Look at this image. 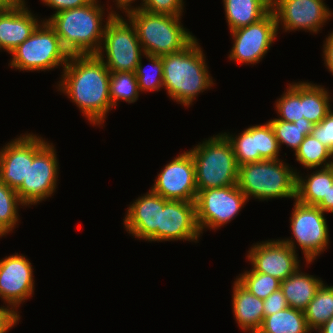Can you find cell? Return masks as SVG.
Listing matches in <instances>:
<instances>
[{
  "instance_id": "cell-1",
  "label": "cell",
  "mask_w": 333,
  "mask_h": 333,
  "mask_svg": "<svg viewBox=\"0 0 333 333\" xmlns=\"http://www.w3.org/2000/svg\"><path fill=\"white\" fill-rule=\"evenodd\" d=\"M56 87L70 98L84 117L101 127L113 108L110 100V71L97 55H71Z\"/></svg>"
},
{
  "instance_id": "cell-2",
  "label": "cell",
  "mask_w": 333,
  "mask_h": 333,
  "mask_svg": "<svg viewBox=\"0 0 333 333\" xmlns=\"http://www.w3.org/2000/svg\"><path fill=\"white\" fill-rule=\"evenodd\" d=\"M104 11L98 0H92L85 6L54 13L45 21L55 30L70 55H96L102 44L106 23L116 14V11H108L107 8L109 13L106 17ZM103 17L107 18L106 22Z\"/></svg>"
},
{
  "instance_id": "cell-3",
  "label": "cell",
  "mask_w": 333,
  "mask_h": 333,
  "mask_svg": "<svg viewBox=\"0 0 333 333\" xmlns=\"http://www.w3.org/2000/svg\"><path fill=\"white\" fill-rule=\"evenodd\" d=\"M197 41L195 38L182 51L161 56L163 88L174 102L186 107L191 106L200 93L215 85Z\"/></svg>"
},
{
  "instance_id": "cell-4",
  "label": "cell",
  "mask_w": 333,
  "mask_h": 333,
  "mask_svg": "<svg viewBox=\"0 0 333 333\" xmlns=\"http://www.w3.org/2000/svg\"><path fill=\"white\" fill-rule=\"evenodd\" d=\"M134 24L145 54L164 56L186 48L196 37L181 23V16L152 14L134 7L125 13Z\"/></svg>"
},
{
  "instance_id": "cell-5",
  "label": "cell",
  "mask_w": 333,
  "mask_h": 333,
  "mask_svg": "<svg viewBox=\"0 0 333 333\" xmlns=\"http://www.w3.org/2000/svg\"><path fill=\"white\" fill-rule=\"evenodd\" d=\"M284 160H261L239 166L238 188L247 199L260 201L294 198L296 200L297 169Z\"/></svg>"
},
{
  "instance_id": "cell-6",
  "label": "cell",
  "mask_w": 333,
  "mask_h": 333,
  "mask_svg": "<svg viewBox=\"0 0 333 333\" xmlns=\"http://www.w3.org/2000/svg\"><path fill=\"white\" fill-rule=\"evenodd\" d=\"M195 163L197 191L236 185L239 166L233 148L219 133L189 150Z\"/></svg>"
},
{
  "instance_id": "cell-7",
  "label": "cell",
  "mask_w": 333,
  "mask_h": 333,
  "mask_svg": "<svg viewBox=\"0 0 333 333\" xmlns=\"http://www.w3.org/2000/svg\"><path fill=\"white\" fill-rule=\"evenodd\" d=\"M36 134L29 133V165L27 179L16 190L26 206L51 197L57 188L59 162L55 147Z\"/></svg>"
},
{
  "instance_id": "cell-8",
  "label": "cell",
  "mask_w": 333,
  "mask_h": 333,
  "mask_svg": "<svg viewBox=\"0 0 333 333\" xmlns=\"http://www.w3.org/2000/svg\"><path fill=\"white\" fill-rule=\"evenodd\" d=\"M10 55L9 66L23 72L48 71L59 66L64 68L71 56L45 20Z\"/></svg>"
},
{
  "instance_id": "cell-9",
  "label": "cell",
  "mask_w": 333,
  "mask_h": 333,
  "mask_svg": "<svg viewBox=\"0 0 333 333\" xmlns=\"http://www.w3.org/2000/svg\"><path fill=\"white\" fill-rule=\"evenodd\" d=\"M127 20L118 13L108 20L100 50L96 54L110 73L135 72L145 55L134 24L129 18Z\"/></svg>"
},
{
  "instance_id": "cell-10",
  "label": "cell",
  "mask_w": 333,
  "mask_h": 333,
  "mask_svg": "<svg viewBox=\"0 0 333 333\" xmlns=\"http://www.w3.org/2000/svg\"><path fill=\"white\" fill-rule=\"evenodd\" d=\"M290 217V229L293 238L281 239L295 252L299 245L305 257V262L310 264L320 256L329 246V228L325 215L318 206L305 205L295 200ZM297 243V244H295Z\"/></svg>"
},
{
  "instance_id": "cell-11",
  "label": "cell",
  "mask_w": 333,
  "mask_h": 333,
  "mask_svg": "<svg viewBox=\"0 0 333 333\" xmlns=\"http://www.w3.org/2000/svg\"><path fill=\"white\" fill-rule=\"evenodd\" d=\"M248 201L237 184L223 188L199 190L195 199L196 222L204 229L217 230L232 221Z\"/></svg>"
},
{
  "instance_id": "cell-12",
  "label": "cell",
  "mask_w": 333,
  "mask_h": 333,
  "mask_svg": "<svg viewBox=\"0 0 333 333\" xmlns=\"http://www.w3.org/2000/svg\"><path fill=\"white\" fill-rule=\"evenodd\" d=\"M230 32L233 47L229 60L254 65L267 54L278 35L276 17L270 10L259 21Z\"/></svg>"
},
{
  "instance_id": "cell-13",
  "label": "cell",
  "mask_w": 333,
  "mask_h": 333,
  "mask_svg": "<svg viewBox=\"0 0 333 333\" xmlns=\"http://www.w3.org/2000/svg\"><path fill=\"white\" fill-rule=\"evenodd\" d=\"M271 10L276 17L277 30H305L317 34L333 12L324 0H272Z\"/></svg>"
},
{
  "instance_id": "cell-14",
  "label": "cell",
  "mask_w": 333,
  "mask_h": 333,
  "mask_svg": "<svg viewBox=\"0 0 333 333\" xmlns=\"http://www.w3.org/2000/svg\"><path fill=\"white\" fill-rule=\"evenodd\" d=\"M151 190L167 200L195 201V163L187 150L171 160L154 180Z\"/></svg>"
},
{
  "instance_id": "cell-15",
  "label": "cell",
  "mask_w": 333,
  "mask_h": 333,
  "mask_svg": "<svg viewBox=\"0 0 333 333\" xmlns=\"http://www.w3.org/2000/svg\"><path fill=\"white\" fill-rule=\"evenodd\" d=\"M298 254L281 239L258 242L250 247L247 259L255 272L285 280L300 268Z\"/></svg>"
},
{
  "instance_id": "cell-16",
  "label": "cell",
  "mask_w": 333,
  "mask_h": 333,
  "mask_svg": "<svg viewBox=\"0 0 333 333\" xmlns=\"http://www.w3.org/2000/svg\"><path fill=\"white\" fill-rule=\"evenodd\" d=\"M31 262L22 254H12L0 260V299L18 311L19 305L34 294Z\"/></svg>"
},
{
  "instance_id": "cell-17",
  "label": "cell",
  "mask_w": 333,
  "mask_h": 333,
  "mask_svg": "<svg viewBox=\"0 0 333 333\" xmlns=\"http://www.w3.org/2000/svg\"><path fill=\"white\" fill-rule=\"evenodd\" d=\"M167 201L151 189L138 197L126 210L123 221L126 231L140 240L158 242L161 208Z\"/></svg>"
},
{
  "instance_id": "cell-18",
  "label": "cell",
  "mask_w": 333,
  "mask_h": 333,
  "mask_svg": "<svg viewBox=\"0 0 333 333\" xmlns=\"http://www.w3.org/2000/svg\"><path fill=\"white\" fill-rule=\"evenodd\" d=\"M200 236L195 201L168 200L161 208L158 242L183 240L197 243Z\"/></svg>"
},
{
  "instance_id": "cell-19",
  "label": "cell",
  "mask_w": 333,
  "mask_h": 333,
  "mask_svg": "<svg viewBox=\"0 0 333 333\" xmlns=\"http://www.w3.org/2000/svg\"><path fill=\"white\" fill-rule=\"evenodd\" d=\"M25 2L24 0L18 6L4 10L0 14V44L9 54L22 44L43 21L28 10Z\"/></svg>"
},
{
  "instance_id": "cell-20",
  "label": "cell",
  "mask_w": 333,
  "mask_h": 333,
  "mask_svg": "<svg viewBox=\"0 0 333 333\" xmlns=\"http://www.w3.org/2000/svg\"><path fill=\"white\" fill-rule=\"evenodd\" d=\"M12 139L0 149V182L17 190L27 179L29 133Z\"/></svg>"
},
{
  "instance_id": "cell-21",
  "label": "cell",
  "mask_w": 333,
  "mask_h": 333,
  "mask_svg": "<svg viewBox=\"0 0 333 333\" xmlns=\"http://www.w3.org/2000/svg\"><path fill=\"white\" fill-rule=\"evenodd\" d=\"M232 309L238 326L257 333L264 320L263 299L254 296L237 279L233 283Z\"/></svg>"
},
{
  "instance_id": "cell-22",
  "label": "cell",
  "mask_w": 333,
  "mask_h": 333,
  "mask_svg": "<svg viewBox=\"0 0 333 333\" xmlns=\"http://www.w3.org/2000/svg\"><path fill=\"white\" fill-rule=\"evenodd\" d=\"M323 283L321 278L303 273L298 268L292 275L281 281L280 289L288 306L304 311Z\"/></svg>"
},
{
  "instance_id": "cell-23",
  "label": "cell",
  "mask_w": 333,
  "mask_h": 333,
  "mask_svg": "<svg viewBox=\"0 0 333 333\" xmlns=\"http://www.w3.org/2000/svg\"><path fill=\"white\" fill-rule=\"evenodd\" d=\"M297 172L296 200L305 205L317 206L333 185V165L319 168L310 175L302 177Z\"/></svg>"
},
{
  "instance_id": "cell-24",
  "label": "cell",
  "mask_w": 333,
  "mask_h": 333,
  "mask_svg": "<svg viewBox=\"0 0 333 333\" xmlns=\"http://www.w3.org/2000/svg\"><path fill=\"white\" fill-rule=\"evenodd\" d=\"M229 30L248 26L271 10L270 0H223Z\"/></svg>"
},
{
  "instance_id": "cell-25",
  "label": "cell",
  "mask_w": 333,
  "mask_h": 333,
  "mask_svg": "<svg viewBox=\"0 0 333 333\" xmlns=\"http://www.w3.org/2000/svg\"><path fill=\"white\" fill-rule=\"evenodd\" d=\"M322 85L301 81L303 116L314 125L320 123L331 110L330 93ZM331 97V98H330Z\"/></svg>"
},
{
  "instance_id": "cell-26",
  "label": "cell",
  "mask_w": 333,
  "mask_h": 333,
  "mask_svg": "<svg viewBox=\"0 0 333 333\" xmlns=\"http://www.w3.org/2000/svg\"><path fill=\"white\" fill-rule=\"evenodd\" d=\"M304 311L290 306L272 315L265 316L257 333H311Z\"/></svg>"
},
{
  "instance_id": "cell-27",
  "label": "cell",
  "mask_w": 333,
  "mask_h": 333,
  "mask_svg": "<svg viewBox=\"0 0 333 333\" xmlns=\"http://www.w3.org/2000/svg\"><path fill=\"white\" fill-rule=\"evenodd\" d=\"M308 328L313 332L333 317V285L321 284L304 310Z\"/></svg>"
},
{
  "instance_id": "cell-28",
  "label": "cell",
  "mask_w": 333,
  "mask_h": 333,
  "mask_svg": "<svg viewBox=\"0 0 333 333\" xmlns=\"http://www.w3.org/2000/svg\"><path fill=\"white\" fill-rule=\"evenodd\" d=\"M294 155L295 160L307 170L333 165V153L311 134L305 136Z\"/></svg>"
},
{
  "instance_id": "cell-29",
  "label": "cell",
  "mask_w": 333,
  "mask_h": 333,
  "mask_svg": "<svg viewBox=\"0 0 333 333\" xmlns=\"http://www.w3.org/2000/svg\"><path fill=\"white\" fill-rule=\"evenodd\" d=\"M275 137L278 140L279 147L285 144L295 152L304 141L305 136L311 134L314 124L304 117L295 122H286L283 120H269Z\"/></svg>"
},
{
  "instance_id": "cell-30",
  "label": "cell",
  "mask_w": 333,
  "mask_h": 333,
  "mask_svg": "<svg viewBox=\"0 0 333 333\" xmlns=\"http://www.w3.org/2000/svg\"><path fill=\"white\" fill-rule=\"evenodd\" d=\"M109 86L112 108H115L120 100L129 104L138 100L140 91L135 72L110 73Z\"/></svg>"
},
{
  "instance_id": "cell-31",
  "label": "cell",
  "mask_w": 333,
  "mask_h": 333,
  "mask_svg": "<svg viewBox=\"0 0 333 333\" xmlns=\"http://www.w3.org/2000/svg\"><path fill=\"white\" fill-rule=\"evenodd\" d=\"M222 134L230 142L238 166L259 161V151L256 144V125L244 129V131L238 133V136L230 135L229 132L228 134L226 132Z\"/></svg>"
},
{
  "instance_id": "cell-32",
  "label": "cell",
  "mask_w": 333,
  "mask_h": 333,
  "mask_svg": "<svg viewBox=\"0 0 333 333\" xmlns=\"http://www.w3.org/2000/svg\"><path fill=\"white\" fill-rule=\"evenodd\" d=\"M286 92L276 100L275 108L279 118L271 120H283L286 122H295L303 116L301 104V82H292L287 84Z\"/></svg>"
},
{
  "instance_id": "cell-33",
  "label": "cell",
  "mask_w": 333,
  "mask_h": 333,
  "mask_svg": "<svg viewBox=\"0 0 333 333\" xmlns=\"http://www.w3.org/2000/svg\"><path fill=\"white\" fill-rule=\"evenodd\" d=\"M19 205L25 206L16 190L0 182V225L8 233L18 225Z\"/></svg>"
},
{
  "instance_id": "cell-34",
  "label": "cell",
  "mask_w": 333,
  "mask_h": 333,
  "mask_svg": "<svg viewBox=\"0 0 333 333\" xmlns=\"http://www.w3.org/2000/svg\"><path fill=\"white\" fill-rule=\"evenodd\" d=\"M254 296L266 299L280 288L281 281L271 275L255 272L253 269L245 271L236 278Z\"/></svg>"
},
{
  "instance_id": "cell-35",
  "label": "cell",
  "mask_w": 333,
  "mask_h": 333,
  "mask_svg": "<svg viewBox=\"0 0 333 333\" xmlns=\"http://www.w3.org/2000/svg\"><path fill=\"white\" fill-rule=\"evenodd\" d=\"M144 57L149 60L150 72H146L142 64V58L137 65L135 74L138 80L140 92L160 91L163 88V62L160 56L145 54ZM153 71V72H151Z\"/></svg>"
},
{
  "instance_id": "cell-36",
  "label": "cell",
  "mask_w": 333,
  "mask_h": 333,
  "mask_svg": "<svg viewBox=\"0 0 333 333\" xmlns=\"http://www.w3.org/2000/svg\"><path fill=\"white\" fill-rule=\"evenodd\" d=\"M256 144L259 161L279 159L281 149L269 121L263 125H256Z\"/></svg>"
},
{
  "instance_id": "cell-37",
  "label": "cell",
  "mask_w": 333,
  "mask_h": 333,
  "mask_svg": "<svg viewBox=\"0 0 333 333\" xmlns=\"http://www.w3.org/2000/svg\"><path fill=\"white\" fill-rule=\"evenodd\" d=\"M183 0H142L139 7L152 14H166L172 16H182L184 12Z\"/></svg>"
},
{
  "instance_id": "cell-38",
  "label": "cell",
  "mask_w": 333,
  "mask_h": 333,
  "mask_svg": "<svg viewBox=\"0 0 333 333\" xmlns=\"http://www.w3.org/2000/svg\"><path fill=\"white\" fill-rule=\"evenodd\" d=\"M311 135L320 141L333 153V110L331 109L325 118L313 126Z\"/></svg>"
},
{
  "instance_id": "cell-39",
  "label": "cell",
  "mask_w": 333,
  "mask_h": 333,
  "mask_svg": "<svg viewBox=\"0 0 333 333\" xmlns=\"http://www.w3.org/2000/svg\"><path fill=\"white\" fill-rule=\"evenodd\" d=\"M289 307L282 290L279 288L263 300L264 317Z\"/></svg>"
},
{
  "instance_id": "cell-40",
  "label": "cell",
  "mask_w": 333,
  "mask_h": 333,
  "mask_svg": "<svg viewBox=\"0 0 333 333\" xmlns=\"http://www.w3.org/2000/svg\"><path fill=\"white\" fill-rule=\"evenodd\" d=\"M7 306V307H6ZM11 305L0 307V333H6L20 321L21 316Z\"/></svg>"
},
{
  "instance_id": "cell-41",
  "label": "cell",
  "mask_w": 333,
  "mask_h": 333,
  "mask_svg": "<svg viewBox=\"0 0 333 333\" xmlns=\"http://www.w3.org/2000/svg\"><path fill=\"white\" fill-rule=\"evenodd\" d=\"M43 4L51 9H55V13L72 8H79L87 5L92 0H41Z\"/></svg>"
},
{
  "instance_id": "cell-42",
  "label": "cell",
  "mask_w": 333,
  "mask_h": 333,
  "mask_svg": "<svg viewBox=\"0 0 333 333\" xmlns=\"http://www.w3.org/2000/svg\"><path fill=\"white\" fill-rule=\"evenodd\" d=\"M323 44L324 64L333 76V31L326 37Z\"/></svg>"
},
{
  "instance_id": "cell-43",
  "label": "cell",
  "mask_w": 333,
  "mask_h": 333,
  "mask_svg": "<svg viewBox=\"0 0 333 333\" xmlns=\"http://www.w3.org/2000/svg\"><path fill=\"white\" fill-rule=\"evenodd\" d=\"M325 213H333V185L327 193V197L317 205Z\"/></svg>"
},
{
  "instance_id": "cell-44",
  "label": "cell",
  "mask_w": 333,
  "mask_h": 333,
  "mask_svg": "<svg viewBox=\"0 0 333 333\" xmlns=\"http://www.w3.org/2000/svg\"><path fill=\"white\" fill-rule=\"evenodd\" d=\"M114 1H116V4H115V5H117L116 7L120 11H123L122 13H126L128 10H131L134 8V6H132V3H134V1H136V0H114Z\"/></svg>"
},
{
  "instance_id": "cell-45",
  "label": "cell",
  "mask_w": 333,
  "mask_h": 333,
  "mask_svg": "<svg viewBox=\"0 0 333 333\" xmlns=\"http://www.w3.org/2000/svg\"><path fill=\"white\" fill-rule=\"evenodd\" d=\"M24 0H0V5L5 9H12L19 4H21Z\"/></svg>"
},
{
  "instance_id": "cell-46",
  "label": "cell",
  "mask_w": 333,
  "mask_h": 333,
  "mask_svg": "<svg viewBox=\"0 0 333 333\" xmlns=\"http://www.w3.org/2000/svg\"><path fill=\"white\" fill-rule=\"evenodd\" d=\"M318 333H333V317L316 330Z\"/></svg>"
},
{
  "instance_id": "cell-47",
  "label": "cell",
  "mask_w": 333,
  "mask_h": 333,
  "mask_svg": "<svg viewBox=\"0 0 333 333\" xmlns=\"http://www.w3.org/2000/svg\"><path fill=\"white\" fill-rule=\"evenodd\" d=\"M9 234L1 225H0V238Z\"/></svg>"
},
{
  "instance_id": "cell-48",
  "label": "cell",
  "mask_w": 333,
  "mask_h": 333,
  "mask_svg": "<svg viewBox=\"0 0 333 333\" xmlns=\"http://www.w3.org/2000/svg\"><path fill=\"white\" fill-rule=\"evenodd\" d=\"M5 9L0 5V14L4 11Z\"/></svg>"
}]
</instances>
